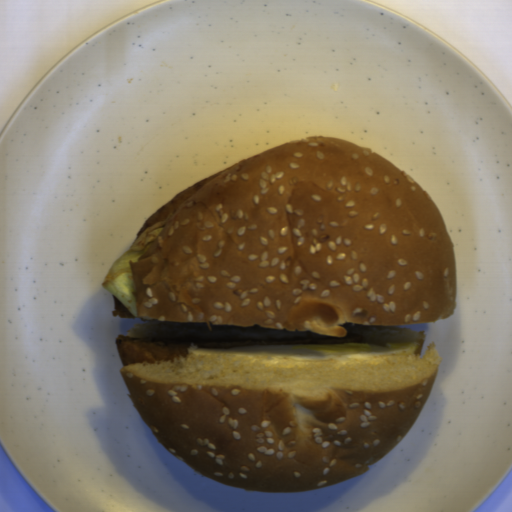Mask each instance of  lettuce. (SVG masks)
Masks as SVG:
<instances>
[{
  "label": "lettuce",
  "instance_id": "1",
  "mask_svg": "<svg viewBox=\"0 0 512 512\" xmlns=\"http://www.w3.org/2000/svg\"><path fill=\"white\" fill-rule=\"evenodd\" d=\"M167 221L147 227L131 246L112 264L103 278V289L112 294L132 315L137 317V290L130 262L138 261L159 236Z\"/></svg>",
  "mask_w": 512,
  "mask_h": 512
}]
</instances>
